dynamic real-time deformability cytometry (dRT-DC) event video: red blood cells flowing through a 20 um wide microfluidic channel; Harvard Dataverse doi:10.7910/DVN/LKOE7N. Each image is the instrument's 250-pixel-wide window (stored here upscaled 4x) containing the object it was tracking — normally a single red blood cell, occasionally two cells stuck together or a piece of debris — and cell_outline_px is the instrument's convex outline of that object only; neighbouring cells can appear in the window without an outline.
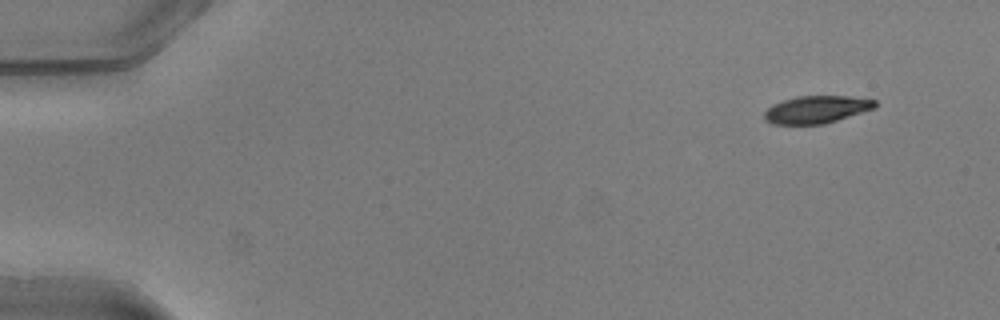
{"species": "common noctule bat (a hibernating species)", "species_latin": "Nyctalus noctula", "temperature_condition": "warm", "stored_images_in_passage": 48, "camera_frame_rate_fps": 3000, "um_per_image_px": 0.085, "animal": {"sex": "male", "body_mass_g": 20.5, "forearm_length_mm": 52.5}, "frame": {"image": 1, "passage_image": 1, "time_ms": 0.0, "image_size_px": [1000, 320], "cell_outline_px": [[876, 108], [824, 124], [772, 124], [764, 120], [764, 112], [772, 104], [796, 96], [848, 96], [876, 100]], "centroid_in_image_um": [69.39, 9.31], "position_along_channel_um": 15.6, "area_um2": 17.74}}
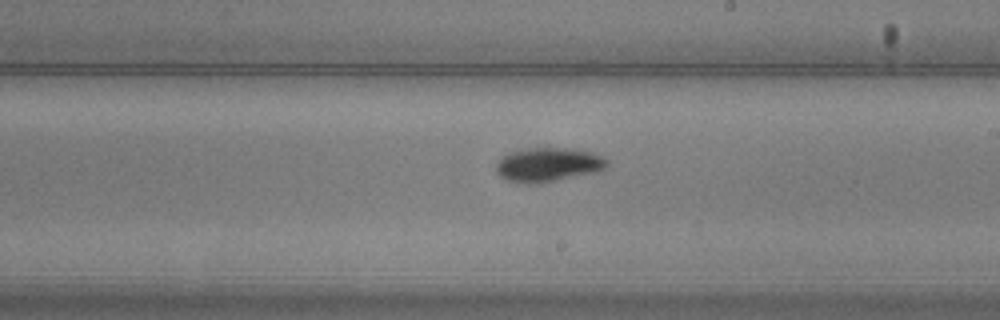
{"frame": {"image": 2, "passage_image": 27, "time_ms": 8.667, "image_size_px": [1000, 320], "cell_outline_px": [[608, 164], [600, 172], [544, 184], [528, 184], [508, 180], [500, 176], [496, 172], [496, 164], [504, 156], [512, 152], [536, 148], [572, 148], [592, 152], [604, 156], [608, 160]], "centroid_in_image_um": [46.68, 14.03], "position_along_channel_um": 242.3, "area_um2": 22.37}}
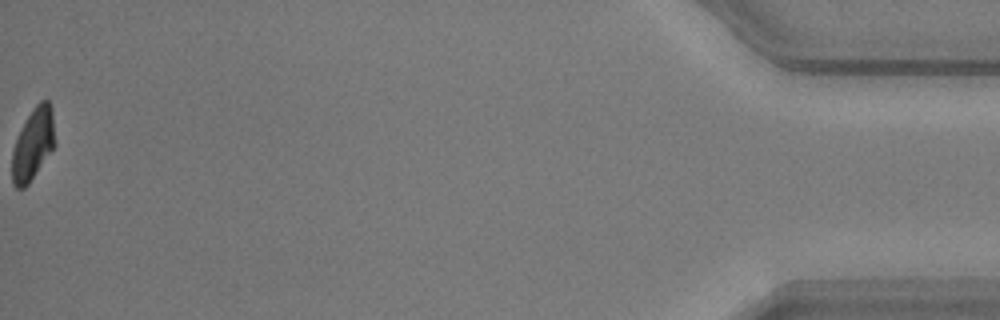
{"frame": {"image": 3, "passage_image": 48, "time_ms": 15.667, "image_size_px": [1000, 320], "cell_outline_px": [[56, 144], [28, 184], [24, 188], [16, 188], [12, 184], [12, 152], [16, 140], [32, 108], [40, 100], [48, 100], [52, 108], [56, 140]], "centroid_in_image_um": [2.83, 12.24], "position_along_channel_um": 432.4, "area_um2": 17.86}, "authors_computed_cell_mechanics": {"area_um2": 20.2011, "velocity_mm_per_s": 4.0499, "shape_relaxation_time_tau1_ms": 1.9513, "shape_relaxation_time_tau2_ms": 10.1881, "deformation_change_tau1": 0.1548, "deformation_change_tau2": 0.1348}}